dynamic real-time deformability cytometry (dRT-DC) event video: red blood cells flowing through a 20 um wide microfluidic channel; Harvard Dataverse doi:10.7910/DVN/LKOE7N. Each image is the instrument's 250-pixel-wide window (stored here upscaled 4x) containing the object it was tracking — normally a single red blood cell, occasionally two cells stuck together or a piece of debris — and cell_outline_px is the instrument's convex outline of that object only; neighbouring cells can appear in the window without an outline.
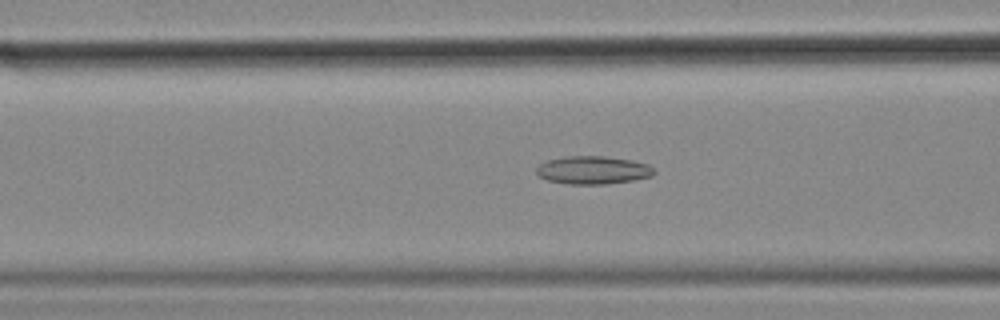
{"species": "common noctule bat (a hibernating species)", "species_latin": "Nyctalus noctula", "temperature_condition": "cold", "stored_images_in_passage": 56, "camera_frame_rate_fps": 3000, "um_per_image_px": 0.085, "animal": {"sex": "female", "body_mass_g": 18.4}, "frame": {"image": 1, "passage_image": 22, "time_ms": 7.0, "image_size_px": [1000, 320], "cell_outline_px": [[656, 172], [652, 176], [632, 180], [604, 184], [568, 184], [548, 180], [540, 176], [536, 172], [536, 168], [540, 164], [548, 160], [568, 156], [604, 156], [628, 160], [648, 164]], "centroid_in_image_um": [50.39, 14.46], "position_along_channel_um": 116.2, "area_um2": 18.96}}
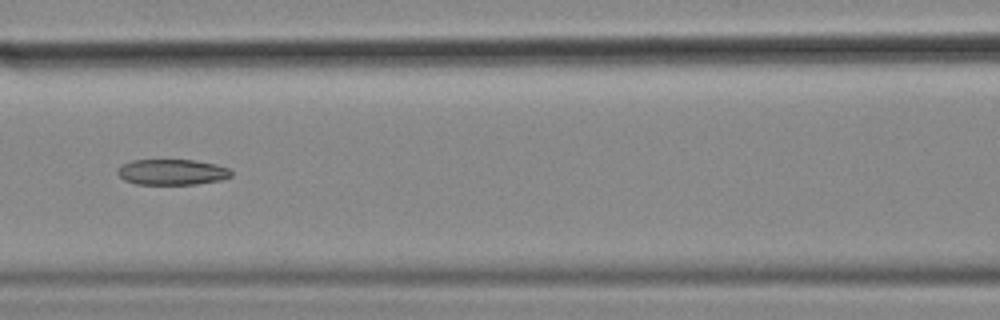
{"frame": {"image": 2, "passage_image": 25, "time_ms": 8.0, "image_size_px": [1000, 320], "cell_outline_px": [[232, 176], [220, 180], [196, 184], [136, 184], [124, 180], [116, 172], [124, 164], [132, 160], [192, 160], [216, 164], [228, 168], [232, 172]], "centroid_in_image_um": [14.64, 14.63], "position_along_channel_um": 152.0, "area_um2": 16.88}}
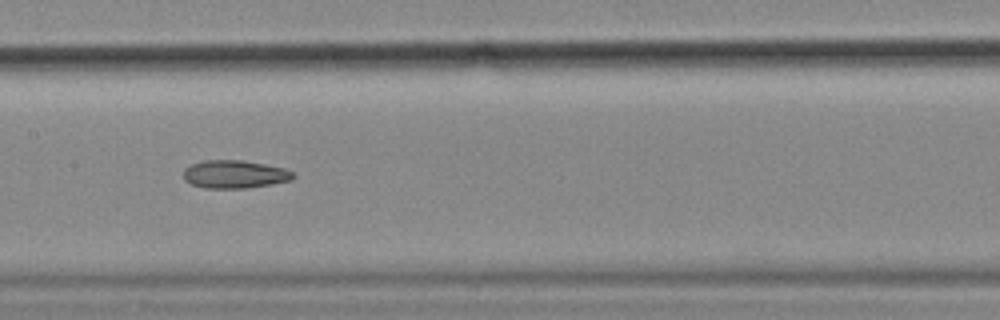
{"frame": {"image": 3, "passage_image": 28, "time_ms": 9.0, "image_size_px": [1000, 320], "cell_outline_px": [[296, 176], [292, 180], [272, 184], [248, 188], [204, 188], [192, 184], [184, 180], [184, 168], [192, 164], [204, 160], [240, 160], [264, 164], [284, 168], [292, 172]], "centroid_in_image_um": [19.95, 14.82], "position_along_channel_um": 187.5, "area_um2": 17.92}}